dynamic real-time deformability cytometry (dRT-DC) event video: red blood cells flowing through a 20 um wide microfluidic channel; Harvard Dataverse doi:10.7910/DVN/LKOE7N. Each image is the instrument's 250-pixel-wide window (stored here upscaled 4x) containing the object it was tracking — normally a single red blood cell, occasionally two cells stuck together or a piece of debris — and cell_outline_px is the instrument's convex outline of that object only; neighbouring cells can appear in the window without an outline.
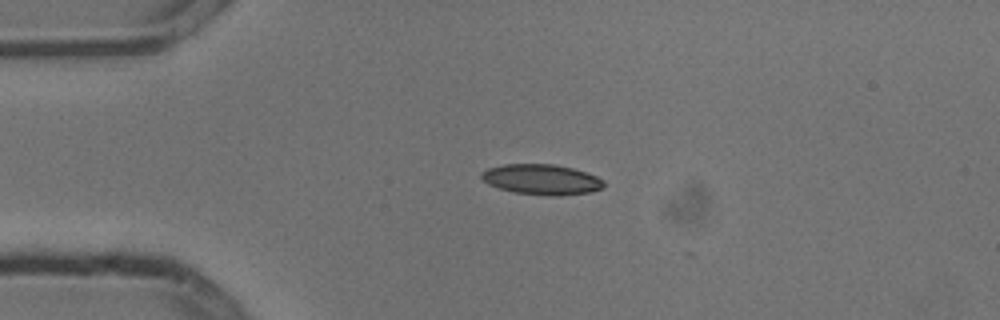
{"species": "common noctule bat (a hibernating species)", "species_latin": "Nyctalus noctula", "temperature_condition": "cold", "stored_images_in_passage": 3, "camera_frame_rate_fps": 3000, "um_per_image_px": 0.085, "animal": {"sex": "male", "body_mass_g": 13.3}, "frame": {"image": 1, "passage_image": 1, "time_ms": 0.0, "image_size_px": [1000, 320], "cell_outline_px": [[604, 188], [592, 192], [560, 196], [548, 196], [516, 192], [500, 188], [488, 184], [480, 176], [480, 172], [488, 168], [504, 164], [552, 164], [572, 168], [588, 172], [604, 180]], "centroid_in_image_um": [46.07, 15.26], "position_along_channel_um": 38.9, "area_um2": 21.79}}